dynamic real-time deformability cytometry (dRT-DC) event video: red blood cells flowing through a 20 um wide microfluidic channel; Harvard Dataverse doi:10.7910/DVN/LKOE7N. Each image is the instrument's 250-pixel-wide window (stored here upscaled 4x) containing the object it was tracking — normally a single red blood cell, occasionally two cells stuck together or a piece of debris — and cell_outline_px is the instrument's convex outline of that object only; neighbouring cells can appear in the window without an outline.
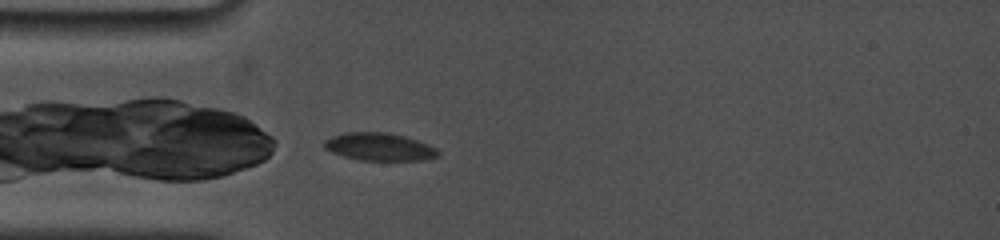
{"species": "common noctule bat (a hibernating species)", "species_latin": "Nyctalus noctula", "temperature_condition": "cold", "stored_images_in_passage": 46, "camera_frame_rate_fps": 5000, "um_per_image_px": 0.085, "animal": {"sex": "female", "body_mass_g": 19.0, "forearm_length_mm": 53.3}, "frame": {"image": 1, "passage_image": 2, "time_ms": 0.2, "image_size_px": [1000, 240], "cell_outline_px": [[440, 156], [424, 160], [360, 160], [344, 156], [332, 152], [324, 148], [324, 140], [332, 136], [344, 132], [384, 132], [404, 136], [428, 144], [436, 148], [440, 152]], "centroid_in_image_um": [32.25, 12.48], "position_along_channel_um": 52.7, "area_um2": 18.38}}
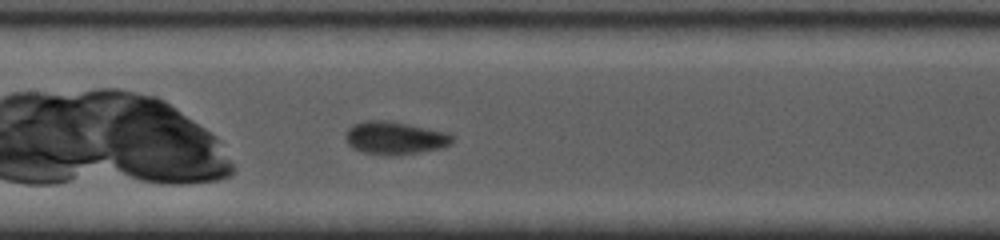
{"frame": {"image": 2, "passage_image": 16, "time_ms": 3.6, "image_size_px": [1000, 240], "cell_outline_px": [[452, 144], [444, 148], [400, 156], [388, 156], [364, 152], [352, 148], [344, 140], [344, 132], [352, 124], [364, 120], [388, 120], [448, 132], [452, 136]], "centroid_in_image_um": [33.54, 11.74], "position_along_channel_um": 173.9, "area_um2": 21.04}}
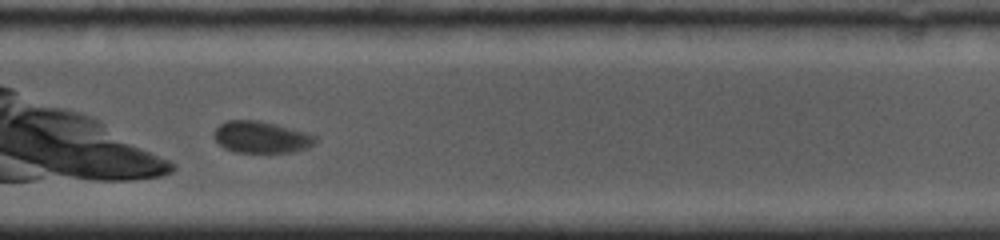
{"frame": {"image": 3, "passage_image": 37, "time_ms": 7.2, "image_size_px": [1000, 240], "cell_outline_px": [[316, 144], [308, 148], [292, 152], [232, 152], [224, 148], [212, 136], [212, 132], [220, 124], [228, 120], [260, 120], [276, 124], [304, 132], [316, 136]], "centroid_in_image_um": [22.18, 11.66], "position_along_channel_um": 307.6, "area_um2": 18.84}, "authors_computed_cell_mechanics": {"area_um2": 18.8428, "velocity_mm_per_s": 3.7228, "shape_relaxation_time_tau1_ms": 1.9683, "shape_relaxation_time_tau2_ms": null, "deformation_change_tau1": 0.0666, "deformation_change_tau2": null}}